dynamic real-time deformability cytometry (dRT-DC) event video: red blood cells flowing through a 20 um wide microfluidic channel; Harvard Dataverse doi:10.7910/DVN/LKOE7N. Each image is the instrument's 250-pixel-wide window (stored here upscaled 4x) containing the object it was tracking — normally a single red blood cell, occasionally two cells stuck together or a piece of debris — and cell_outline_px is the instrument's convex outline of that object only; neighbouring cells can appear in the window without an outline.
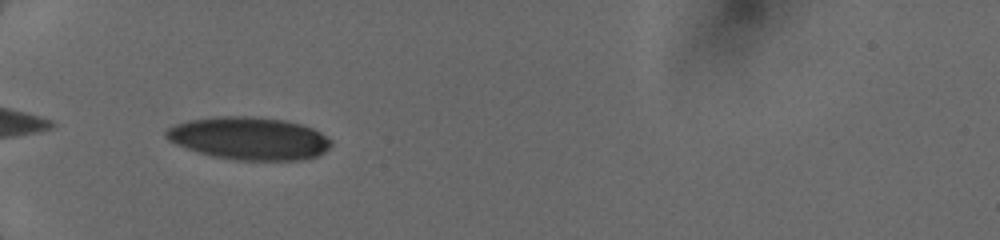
{"species": "human", "species_latin": "Homo sapiens", "temperature_condition": "cold", "stored_images_in_passage": 40, "camera_frame_rate_fps": 3000, "um_per_image_px": 0.085, "donor": {"sex": "female"}, "frame": {"image": 1, "passage_image": 1, "time_ms": 0.0, "image_size_px": [1000, 240], "cell_outline_px": [[332, 144], [324, 152], [316, 156], [304, 160], [232, 160], [212, 156], [176, 144], [168, 140], [164, 136], [164, 132], [168, 128], [176, 124], [188, 120], [216, 116], [248, 116], [288, 120], [312, 128], [320, 132], [332, 140]], "centroid_in_image_um": [21.18, 11.76], "position_along_channel_um": 63.8, "area_um2": 41.21}}
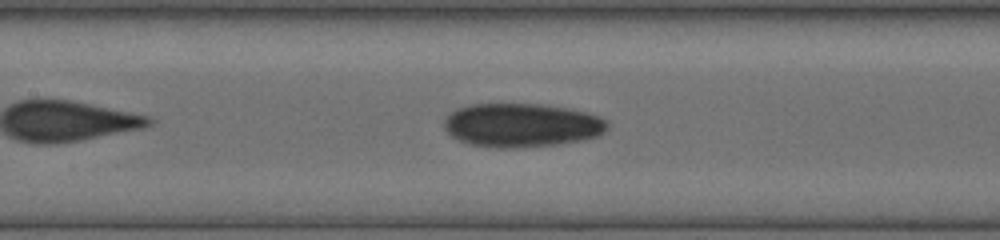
{"frame": {"image": 2, "passage_image": 13, "time_ms": 2.667, "image_size_px": [1000, 240], "cell_outline_px": [[608, 128], [600, 136], [584, 140], [556, 144], [516, 148], [488, 148], [472, 144], [460, 140], [452, 136], [444, 128], [444, 120], [456, 108], [472, 104], [540, 104], [568, 108], [584, 112], [608, 120]], "centroid_in_image_um": [44.36, 10.65], "position_along_channel_um": 163.0, "area_um2": 41.73}}
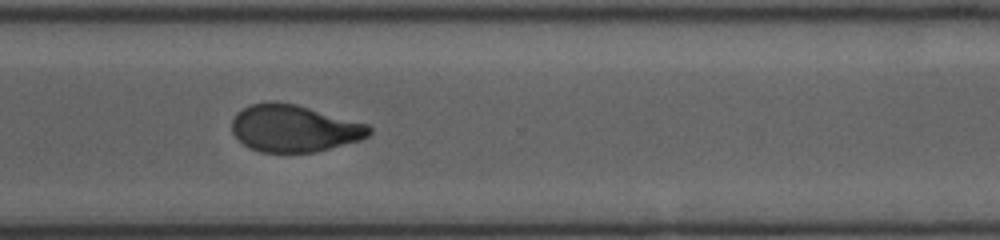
{"frame": {"image": 3, "passage_image": 31, "time_ms": 7.0, "image_size_px": [1000, 240], "cell_outline_px": [[372, 132], [368, 136], [360, 140], [316, 152], [260, 152], [248, 148], [232, 132], [232, 120], [236, 112], [252, 104], [272, 100], [276, 100], [296, 104], [368, 124], [372, 128]], "centroid_in_image_um": [24.99, 10.9], "position_along_channel_um": 345.6, "area_um2": 37.8}}